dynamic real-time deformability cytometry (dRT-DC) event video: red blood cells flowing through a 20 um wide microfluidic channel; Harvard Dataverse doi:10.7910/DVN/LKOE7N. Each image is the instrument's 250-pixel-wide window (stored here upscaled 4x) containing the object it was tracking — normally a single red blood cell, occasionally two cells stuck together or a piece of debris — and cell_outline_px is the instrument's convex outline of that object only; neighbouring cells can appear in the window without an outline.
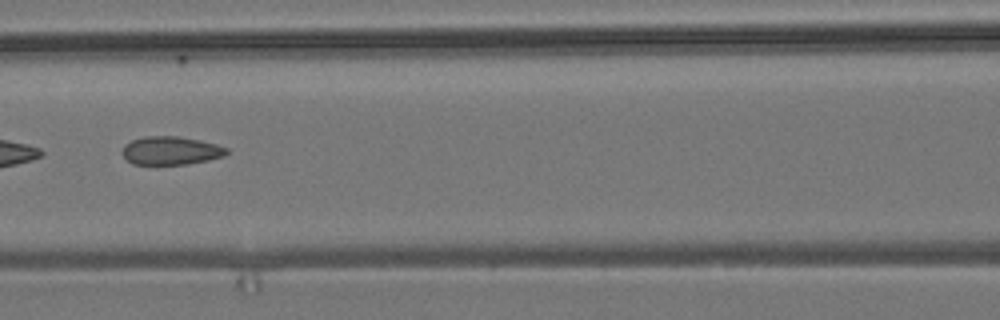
{"species": "common noctule bat (a hibernating species)", "species_latin": "Nyctalus noctula", "temperature_condition": "room temperature", "stored_images_in_passage": 6, "camera_frame_rate_fps": 3000, "um_per_image_px": 0.085, "animal": {"sex": "male", "body_mass_g": 19.2, "forearm_length_mm": 51.8}, "frame": {"image": 1, "passage_image": 6, "time_ms": 1.667, "image_size_px": [1000, 320], "cell_outline_px": [[228, 152], [224, 156], [208, 160], [188, 164], [132, 164], [120, 152], [124, 144], [132, 140], [144, 136], [180, 136], [200, 140], [216, 144], [228, 148]], "centroid_in_image_um": [14.51, 12.79], "position_along_channel_um": 152.1, "area_um2": 17.34}}